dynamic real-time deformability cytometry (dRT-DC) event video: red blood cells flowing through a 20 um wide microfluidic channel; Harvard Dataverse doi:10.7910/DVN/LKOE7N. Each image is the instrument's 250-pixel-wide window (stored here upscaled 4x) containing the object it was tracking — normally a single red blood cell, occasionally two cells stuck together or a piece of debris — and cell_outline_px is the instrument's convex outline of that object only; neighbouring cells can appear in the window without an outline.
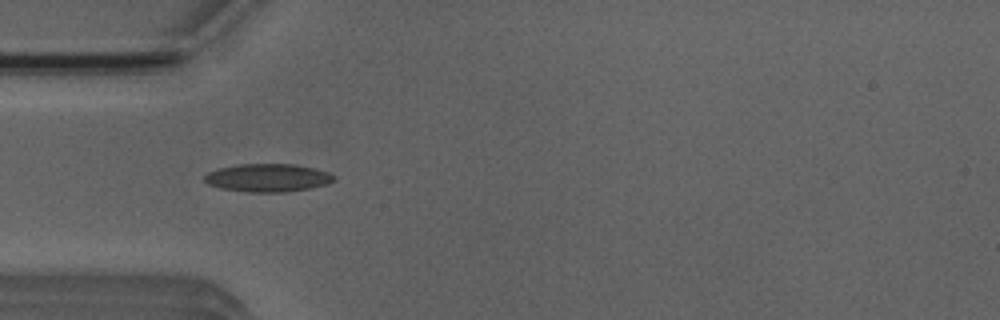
{"species": "Egyptian fruit bat (a non-hibernating species)", "species_latin": "Rousettus aegyptiacus", "temperature_condition": "room temperature", "stored_images_in_passage": 6, "camera_frame_rate_fps": 3000, "um_per_image_px": 0.085, "animal": {"sex": "male"}, "frame": {"image": 1, "passage_image": 5, "time_ms": 4.667, "image_size_px": [1000, 320], "cell_outline_px": [[336, 180], [328, 184], [312, 188], [284, 192], [248, 192], [220, 188], [208, 184], [204, 180], [204, 176], [208, 172], [220, 168], [236, 164], [296, 164], [328, 172], [336, 176]], "centroid_in_image_um": [22.78, 15.11], "position_along_channel_um": 62.2, "area_um2": 21.27}}